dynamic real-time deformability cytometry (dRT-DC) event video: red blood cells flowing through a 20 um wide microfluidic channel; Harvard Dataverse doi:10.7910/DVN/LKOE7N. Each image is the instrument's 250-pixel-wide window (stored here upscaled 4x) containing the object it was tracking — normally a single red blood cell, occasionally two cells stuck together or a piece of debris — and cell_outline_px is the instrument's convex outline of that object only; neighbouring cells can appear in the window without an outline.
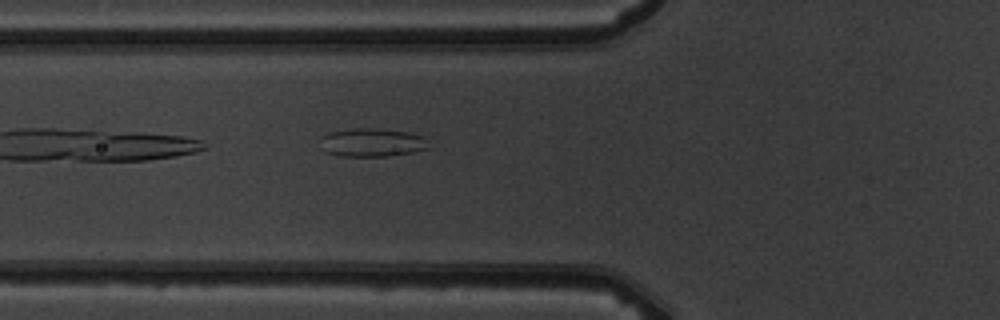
{"species": "common noctule bat (a hibernating species)", "species_latin": "Nyctalus noctula", "temperature_condition": "warm", "stored_images_in_passage": 4, "camera_frame_rate_fps": 3000, "um_per_image_px": 0.085, "animal": {"sex": "male", "body_mass_g": 19.5, "forearm_length_mm": 54.6}, "frame": {"image": 1, "passage_image": 4, "time_ms": 3.667, "image_size_px": [1000, 320], "cell_outline_px": [[428, 148], [412, 152], [388, 156], [340, 156], [324, 152], [320, 148], [320, 136], [332, 132], [352, 128], [372, 128], [408, 132], [424, 136]], "centroid_in_image_um": [31.55, 12.11], "position_along_channel_um": 94.2, "area_um2": 17.98}}